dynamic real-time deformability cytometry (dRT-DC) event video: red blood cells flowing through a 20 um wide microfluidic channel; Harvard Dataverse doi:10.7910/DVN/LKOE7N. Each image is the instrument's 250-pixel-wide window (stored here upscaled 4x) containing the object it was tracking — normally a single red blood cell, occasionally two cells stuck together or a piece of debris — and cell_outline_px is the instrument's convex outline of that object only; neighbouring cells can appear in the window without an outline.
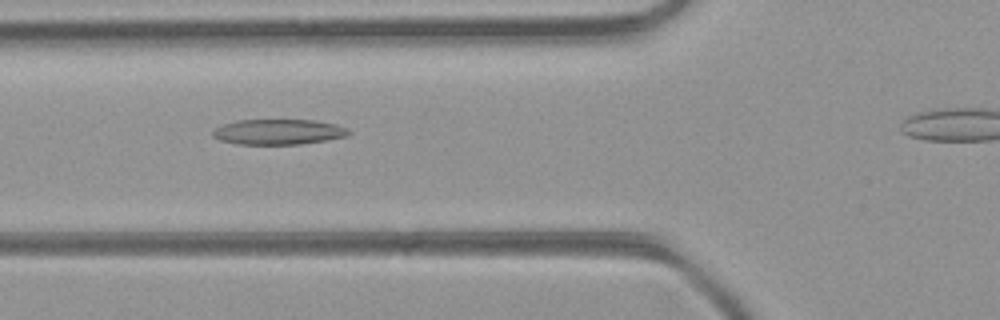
{"species": "common noctule bat (a hibernating species)", "species_latin": "Nyctalus noctula", "temperature_condition": "room temperature", "stored_images_in_passage": 31, "camera_frame_rate_fps": 3000, "um_per_image_px": 0.085, "animal": {"sex": "female", "body_mass_g": 21.9}, "frame": {"image": 1, "passage_image": 8, "time_ms": 2.333, "image_size_px": [1000, 320], "cell_outline_px": [[352, 132], [348, 136], [328, 140], [300, 144], [236, 144], [220, 140], [212, 136], [212, 132], [216, 128], [224, 124], [236, 120], [316, 120], [336, 124], [348, 128]], "centroid_in_image_um": [23.71, 11.21], "position_along_channel_um": 102.1, "area_um2": 20.23}}
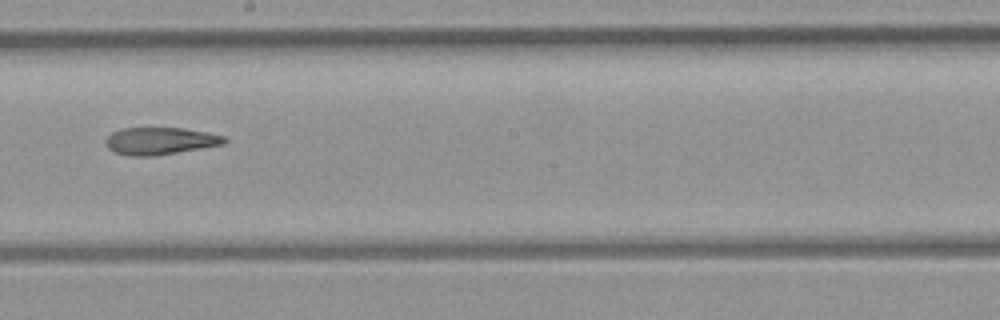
{"frame": {"image": 2, "passage_image": 17, "time_ms": 5.333, "image_size_px": [1000, 320], "cell_outline_px": [[228, 140], [224, 144], [156, 156], [128, 156], [112, 152], [104, 144], [104, 140], [112, 132], [120, 128], [184, 128], [208, 132], [224, 136]], "centroid_in_image_um": [13.57, 11.98], "position_along_channel_um": 234.6, "area_um2": 19.13}}
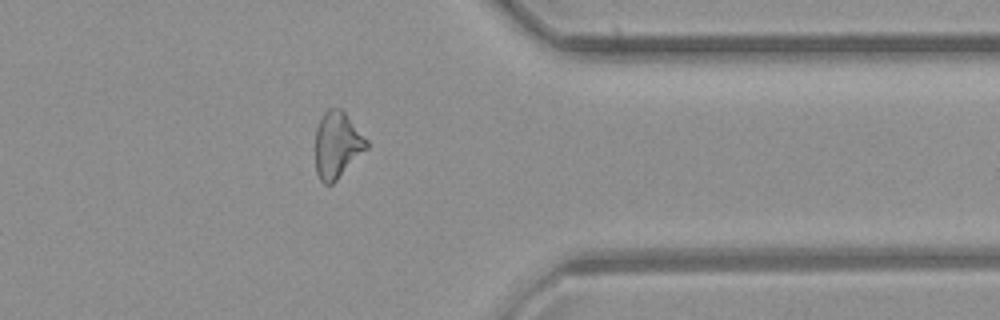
{"frame": {"image": 3, "passage_image": 28, "time_ms": 9.0, "image_size_px": [1000, 320], "cell_outline_px": [[368, 148], [332, 184], [324, 184], [320, 180], [316, 172], [316, 128], [324, 112], [328, 108], [340, 108], [344, 112], [368, 140]], "centroid_in_image_um": [28.66, 12.32], "position_along_channel_um": 382.7, "area_um2": 19.65}}